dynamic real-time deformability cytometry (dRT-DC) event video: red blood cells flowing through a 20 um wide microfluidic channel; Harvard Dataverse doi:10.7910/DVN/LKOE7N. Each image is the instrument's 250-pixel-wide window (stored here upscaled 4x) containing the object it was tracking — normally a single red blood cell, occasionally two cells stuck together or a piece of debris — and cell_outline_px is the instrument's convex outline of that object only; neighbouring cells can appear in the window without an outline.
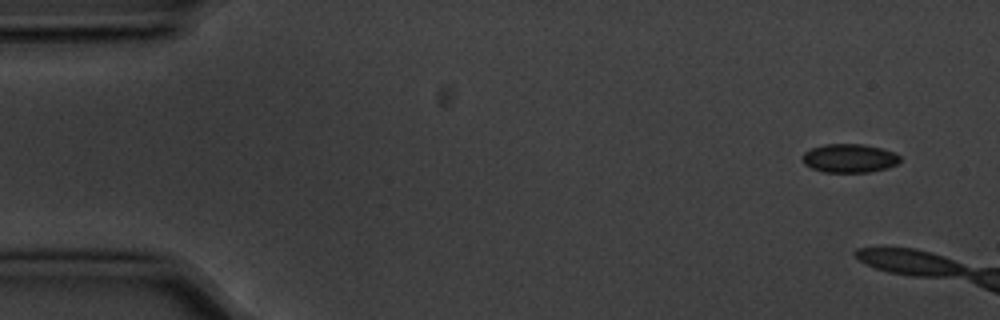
{"species": "common noctule bat (a hibernating species)", "species_latin": "Nyctalus noctula", "temperature_condition": "cold", "stored_images_in_passage": 4, "camera_frame_rate_fps": 3000, "um_per_image_px": 0.085, "animal": {"sex": "male", "body_mass_g": 20.1, "forearm_length_mm": 53.5}, "frame": {"image": 1, "passage_image": 1, "time_ms": 0.0, "image_size_px": [1000, 320], "cell_outline_px": [[900, 160], [896, 164], [888, 168], [868, 172], [824, 172], [812, 168], [804, 164], [804, 152], [812, 148], [824, 144], [864, 144], [880, 148], [892, 152], [900, 156]], "centroid_in_image_um": [72.2, 13.45], "position_along_channel_um": 12.8, "area_um2": 16.13}}